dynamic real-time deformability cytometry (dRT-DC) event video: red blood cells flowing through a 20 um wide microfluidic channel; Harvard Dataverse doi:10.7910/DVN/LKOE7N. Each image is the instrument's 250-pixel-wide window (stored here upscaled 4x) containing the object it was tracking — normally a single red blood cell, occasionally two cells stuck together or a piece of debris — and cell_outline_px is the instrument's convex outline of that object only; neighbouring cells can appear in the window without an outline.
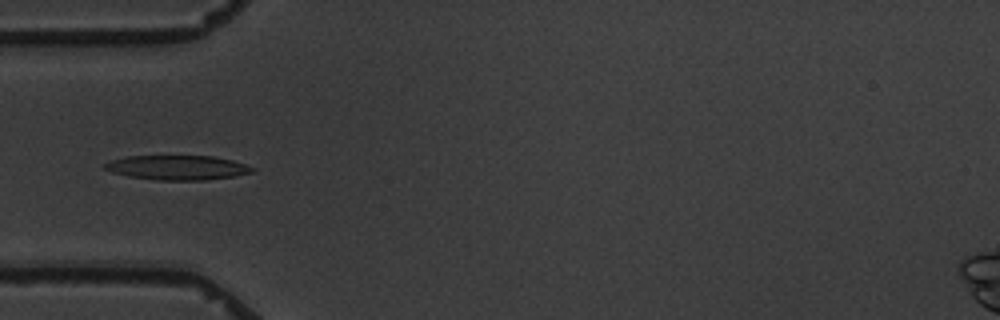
{"species": "common noctule bat (a hibernating species)", "species_latin": "Nyctalus noctula", "temperature_condition": "warm", "stored_images_in_passage": 10, "camera_frame_rate_fps": 3000, "um_per_image_px": 0.085, "animal": {"sex": "male", "body_mass_g": 19.5, "forearm_length_mm": 54.6}, "frame": {"image": 1, "passage_image": 5, "time_ms": 4.667, "image_size_px": [1000, 320], "cell_outline_px": [[256, 168], [252, 172], [236, 176], [208, 180], [156, 180], [128, 176], [112, 172], [104, 168], [100, 164], [112, 160], [128, 156], [212, 156], [232, 160]], "centroid_in_image_um": [15.07, 14.25], "position_along_channel_um": 69.9, "area_um2": 21.15}}
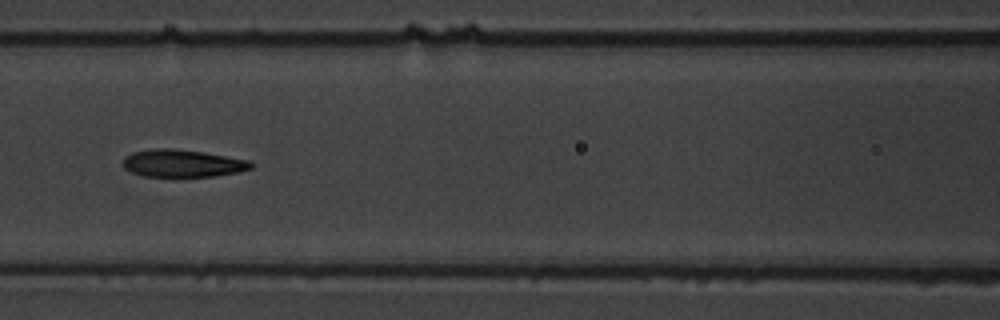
{"frame": {"image": 2, "passage_image": 7, "time_ms": 7.0, "image_size_px": [1000, 320], "cell_outline_px": [[256, 164], [252, 168], [236, 172], [216, 176], [180, 180], [144, 176], [132, 172], [124, 168], [124, 156], [132, 152], [152, 148], [172, 148], [204, 152], [248, 160]], "centroid_in_image_um": [15.5, 13.93], "position_along_channel_um": 151.1, "area_um2": 21.5}}
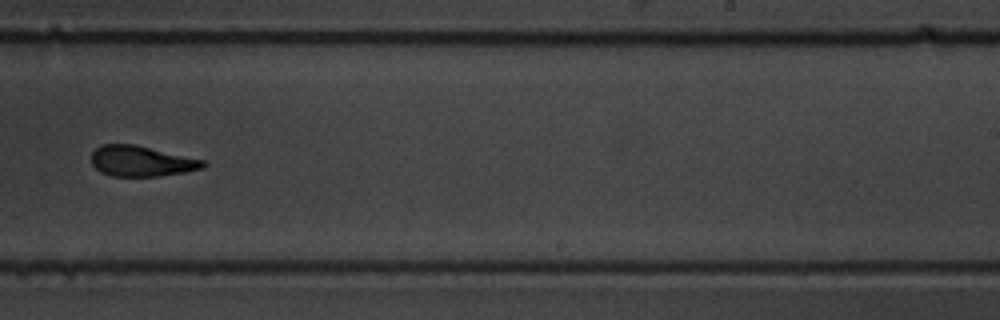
{"frame": {"image": 3, "passage_image": 10, "time_ms": 10.667, "image_size_px": [1000, 320], "cell_outline_px": [[208, 164], [204, 168], [184, 172], [156, 176], [108, 176], [100, 172], [92, 164], [92, 152], [100, 144], [132, 144], [204, 160]], "centroid_in_image_um": [11.99, 13.7], "position_along_channel_um": 277.0, "area_um2": 19.77}}